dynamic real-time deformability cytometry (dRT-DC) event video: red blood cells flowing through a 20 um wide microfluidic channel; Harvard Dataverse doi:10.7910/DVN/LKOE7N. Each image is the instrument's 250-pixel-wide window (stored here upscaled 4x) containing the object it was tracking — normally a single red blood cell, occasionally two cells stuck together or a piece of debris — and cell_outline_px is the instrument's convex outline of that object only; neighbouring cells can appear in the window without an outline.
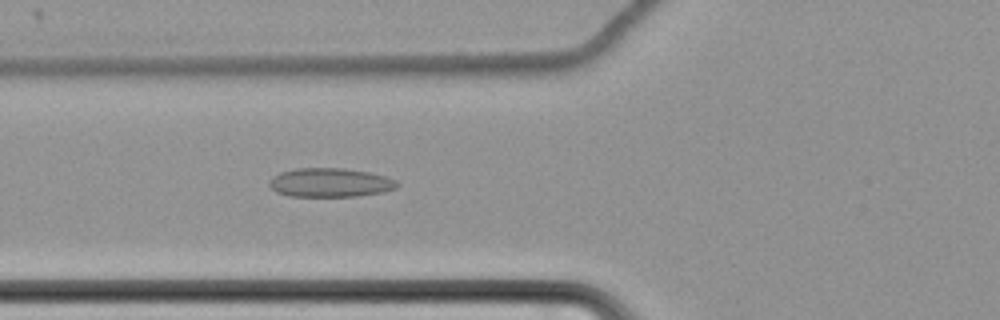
{"species": "common noctule bat (a hibernating species)", "species_latin": "Nyctalus noctula", "temperature_condition": "cold", "stored_images_in_passage": 64, "camera_frame_rate_fps": 3000, "um_per_image_px": 0.085, "animal": {"sex": "female", "body_mass_g": 22.7, "forearm_length_mm": 54.2}, "frame": {"image": 1, "passage_image": 27, "time_ms": 8.667, "image_size_px": [1000, 320], "cell_outline_px": [[400, 184], [396, 188], [384, 192], [356, 196], [288, 196], [276, 192], [268, 184], [272, 176], [280, 172], [296, 168], [344, 168], [368, 172], [384, 176], [396, 180]], "centroid_in_image_um": [28.05, 15.52], "position_along_channel_um": 97.7, "area_um2": 21.62}}
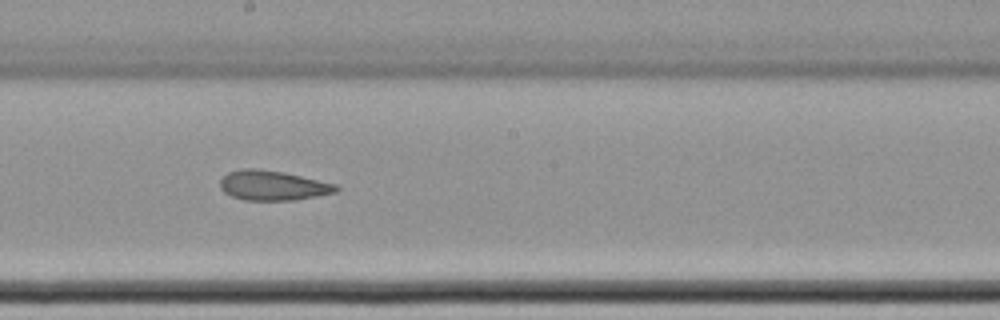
{"frame": {"image": 2, "passage_image": 38, "time_ms": 12.333, "image_size_px": [1000, 320], "cell_outline_px": [[340, 188], [336, 192], [316, 196], [292, 200], [244, 200], [232, 196], [224, 192], [220, 188], [220, 180], [228, 172], [240, 168], [256, 168], [284, 172], [336, 184]], "centroid_in_image_um": [23.16, 15.75], "position_along_channel_um": 225.0, "area_um2": 20.11}}
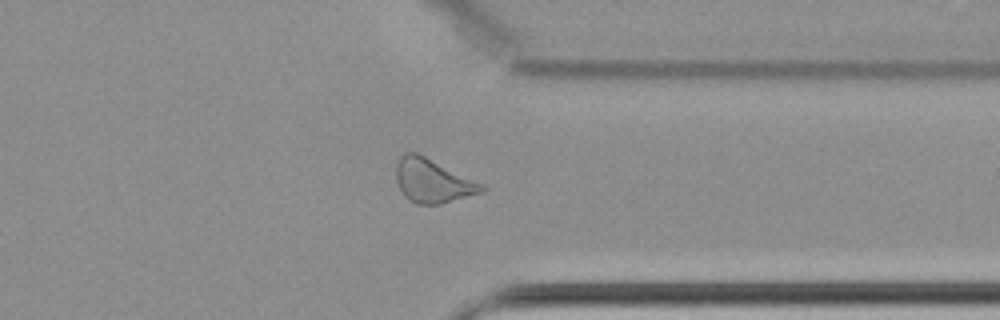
{"frame": {"image": 3, "passage_image": 51, "time_ms": 16.667, "image_size_px": [1000, 320], "cell_outline_px": [[488, 188], [484, 192], [440, 204], [416, 204], [408, 200], [404, 196], [396, 180], [396, 164], [400, 156], [404, 152], [416, 152], [484, 184]], "centroid_in_image_um": [36.78, 15.38], "position_along_channel_um": 374.6, "area_um2": 21.91}, "authors_computed_cell_mechanics": {"area_um2": 22.7732, "velocity_mm_per_s": 3.471, "shape_relaxation_time_tau1_ms": null, "shape_relaxation_time_tau2_ms": 5.0789, "deformation_change_tau1": null, "deformation_change_tau2": 0.1203}}